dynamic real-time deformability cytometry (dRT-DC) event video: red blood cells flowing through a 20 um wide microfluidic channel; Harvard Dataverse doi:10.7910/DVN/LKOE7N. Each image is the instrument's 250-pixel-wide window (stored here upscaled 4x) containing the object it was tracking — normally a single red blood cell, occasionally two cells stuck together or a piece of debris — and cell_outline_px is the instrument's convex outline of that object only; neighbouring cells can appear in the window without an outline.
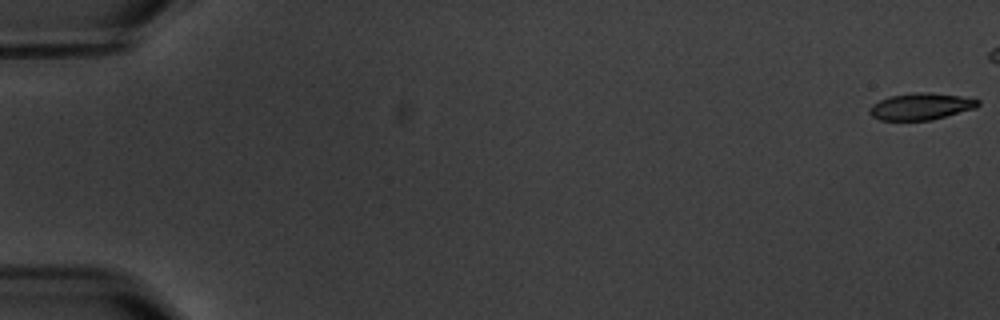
{"species": "common noctule bat (a hibernating species)", "species_latin": "Nyctalus noctula", "temperature_condition": "warm", "stored_images_in_passage": 3, "camera_frame_rate_fps": 3000, "um_per_image_px": 0.085, "animal": {"sex": "male", "body_mass_g": 20.1, "forearm_length_mm": 53.5}, "frame": {"image": 1, "passage_image": 1, "time_ms": 0.0, "image_size_px": [1000, 320], "cell_outline_px": [[980, 104], [976, 108], [932, 120], [880, 120], [872, 116], [868, 112], [868, 108], [872, 104], [880, 100], [892, 96], [916, 92], [932, 92], [960, 96], [980, 100]], "centroid_in_image_um": [78.28, 9.05], "position_along_channel_um": 6.7, "area_um2": 16.94}}